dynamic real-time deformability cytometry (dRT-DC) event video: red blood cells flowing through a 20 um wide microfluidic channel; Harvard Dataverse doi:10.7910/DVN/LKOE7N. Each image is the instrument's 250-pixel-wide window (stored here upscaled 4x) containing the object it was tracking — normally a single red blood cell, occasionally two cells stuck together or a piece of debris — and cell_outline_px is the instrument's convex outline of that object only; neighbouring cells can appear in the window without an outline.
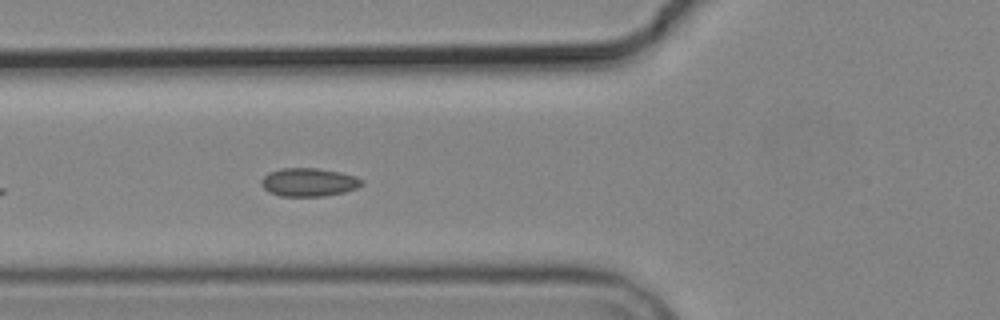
{"species": "common noctule bat (a hibernating species)", "species_latin": "Nyctalus noctula", "temperature_condition": "cold", "stored_images_in_passage": 3, "camera_frame_rate_fps": 3000, "um_per_image_px": 0.085, "animal": {"sex": "male", "body_mass_g": 19.2, "forearm_length_mm": 51.8}, "frame": {"image": 1, "passage_image": 3, "time_ms": 2.333, "image_size_px": [1000, 320], "cell_outline_px": [[364, 184], [356, 188], [344, 192], [324, 196], [280, 196], [268, 192], [260, 184], [260, 180], [268, 172], [280, 168], [316, 168], [340, 172], [356, 176]], "centroid_in_image_um": [26.2, 15.48], "position_along_channel_um": 99.6, "area_um2": 16.65}}